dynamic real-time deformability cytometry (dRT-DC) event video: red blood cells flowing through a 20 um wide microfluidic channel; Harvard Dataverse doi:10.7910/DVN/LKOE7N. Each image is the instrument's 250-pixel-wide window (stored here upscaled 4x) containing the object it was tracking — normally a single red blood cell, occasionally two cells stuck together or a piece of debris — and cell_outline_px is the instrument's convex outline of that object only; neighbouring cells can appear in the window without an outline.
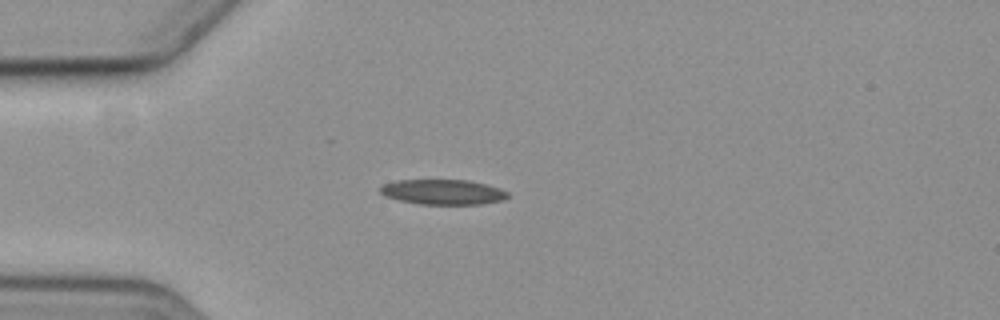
{"species": "common noctule bat (a hibernating species)", "species_latin": "Nyctalus noctula", "temperature_condition": "cold", "stored_images_in_passage": 7, "camera_frame_rate_fps": 3000, "um_per_image_px": 0.085, "animal": {"sex": "female", "body_mass_g": 19.3, "forearm_length_mm": 54.1}, "frame": {"image": 1, "passage_image": 3, "time_ms": 2.333, "image_size_px": [1000, 320], "cell_outline_px": [[508, 196], [500, 200], [480, 204], [420, 204], [400, 200], [384, 196], [380, 192], [380, 188], [384, 184], [400, 180], [468, 180], [484, 184], [508, 192]], "centroid_in_image_um": [37.6, 16.32], "position_along_channel_um": 47.4, "area_um2": 18.26}}
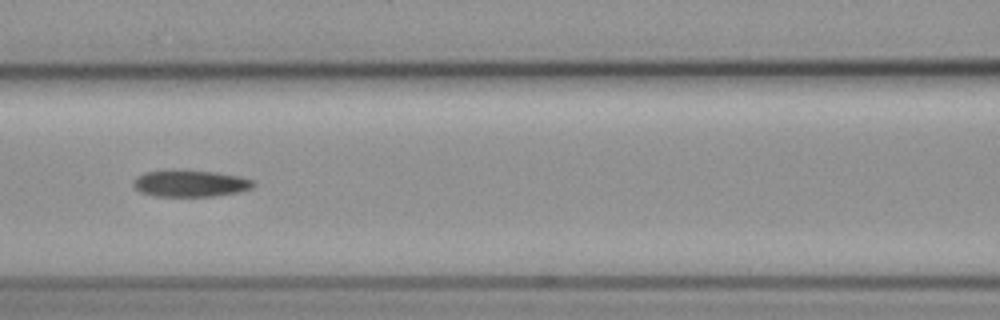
{"frame": {"image": 2, "passage_image": 6, "time_ms": 5.667, "image_size_px": [1000, 320], "cell_outline_px": [[256, 184], [252, 188], [240, 192], [216, 196], [152, 196], [140, 192], [132, 184], [136, 176], [144, 172], [216, 172], [240, 176], [252, 180]], "centroid_in_image_um": [16.21, 15.63], "position_along_channel_um": 150.4, "area_um2": 18.21}}
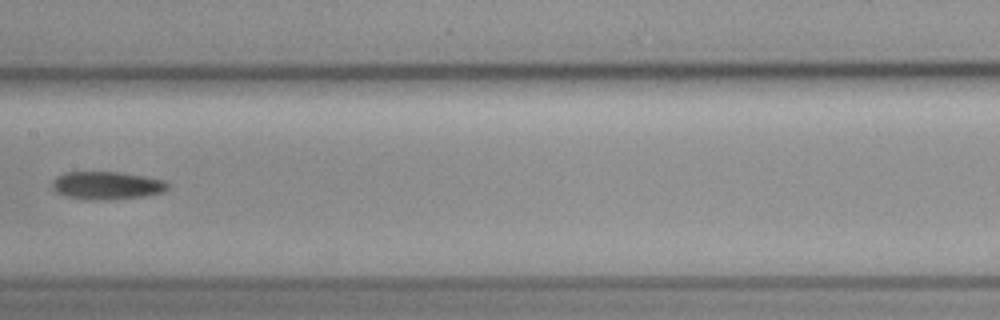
{"frame": {"image": 3, "passage_image": 7, "time_ms": 7.0, "image_size_px": [1000, 320], "cell_outline_px": [[168, 188], [164, 192], [144, 196], [104, 200], [88, 200], [68, 196], [56, 192], [52, 188], [52, 180], [56, 176], [64, 172], [120, 172], [144, 176], [164, 180], [168, 184]], "centroid_in_image_um": [9.06, 15.76], "position_along_channel_um": 198.3, "area_um2": 18.84}}